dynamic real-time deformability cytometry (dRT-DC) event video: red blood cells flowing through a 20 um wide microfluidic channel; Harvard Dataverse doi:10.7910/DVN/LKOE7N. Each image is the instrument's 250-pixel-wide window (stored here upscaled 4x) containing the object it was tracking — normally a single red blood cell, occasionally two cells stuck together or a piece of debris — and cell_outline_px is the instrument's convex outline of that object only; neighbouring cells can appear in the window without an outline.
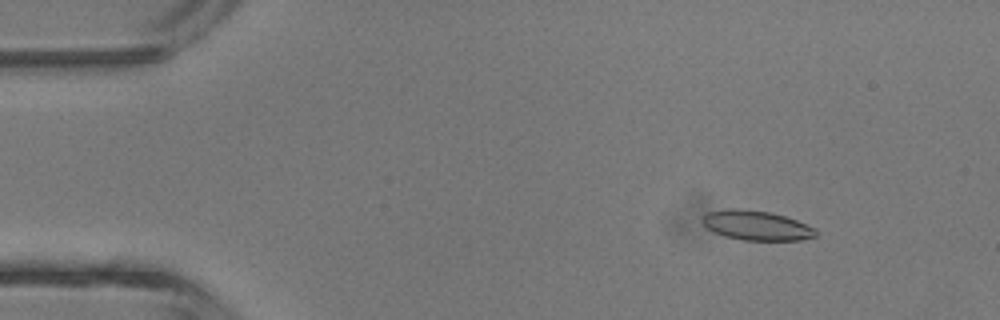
{"species": "common noctule bat (a hibernating species)", "species_latin": "Nyctalus noctula", "temperature_condition": "room temperature", "stored_images_in_passage": 4, "camera_frame_rate_fps": 3000, "um_per_image_px": 0.085, "animal": {"sex": "male", "body_mass_g": 13.3}, "frame": {"image": 1, "passage_image": 2, "time_ms": 1.0, "image_size_px": [1000, 320], "cell_outline_px": [[816, 236], [800, 240], [744, 240], [724, 236], [708, 228], [700, 220], [708, 212], [732, 208], [736, 208], [772, 212], [796, 220], [816, 228]], "centroid_in_image_um": [64.31, 19.16], "position_along_channel_um": 20.7, "area_um2": 19.42}}
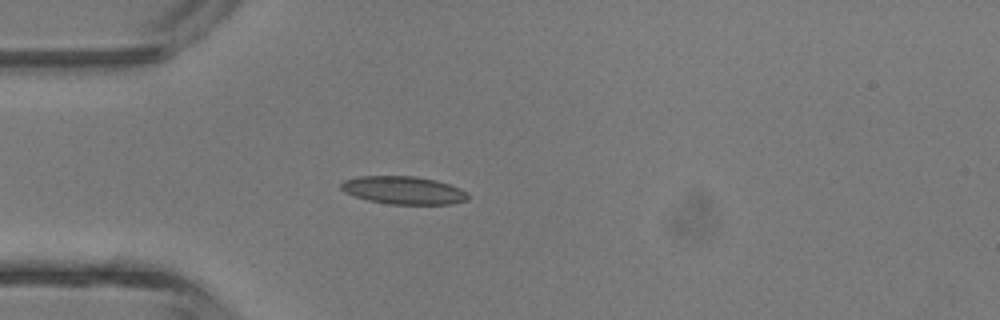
{"frame": {"image": 2, "passage_image": 4, "time_ms": 3.333, "image_size_px": [1000, 320], "cell_outline_px": [[468, 200], [452, 204], [388, 204], [368, 200], [344, 192], [340, 188], [340, 184], [344, 180], [360, 176], [416, 176], [436, 180], [460, 188], [468, 192]], "centroid_in_image_um": [34.31, 16.17], "position_along_channel_um": 50.7, "area_um2": 20.69}}